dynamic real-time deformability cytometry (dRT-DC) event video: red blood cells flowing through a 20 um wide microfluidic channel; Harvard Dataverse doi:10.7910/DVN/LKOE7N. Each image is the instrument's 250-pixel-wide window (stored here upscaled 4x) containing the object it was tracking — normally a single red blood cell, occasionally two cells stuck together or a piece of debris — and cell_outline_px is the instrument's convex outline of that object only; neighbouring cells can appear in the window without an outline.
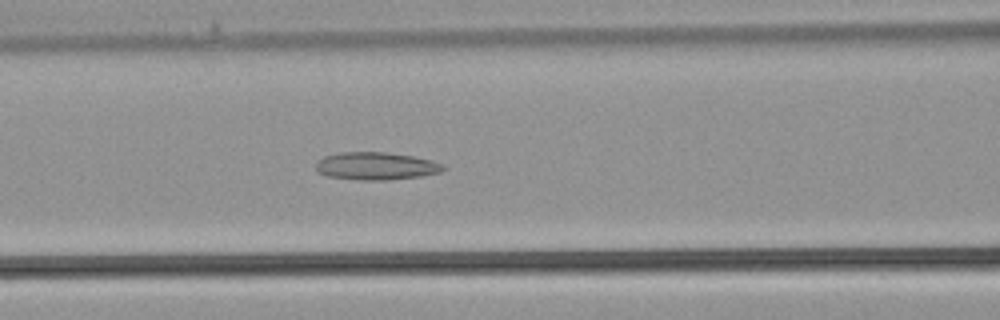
{"species": "common noctule bat (a hibernating species)", "species_latin": "Nyctalus noctula", "temperature_condition": "warm", "stored_images_in_passage": 37, "camera_frame_rate_fps": 3000, "um_per_image_px": 0.085, "animal": {"sex": "male", "body_mass_g": 21.5, "forearm_length_mm": 52.0}, "frame": {"image": 1, "passage_image": 15, "time_ms": 4.667, "image_size_px": [1000, 320], "cell_outline_px": [[448, 168], [440, 172], [420, 176], [388, 180], [360, 180], [328, 176], [316, 172], [316, 160], [324, 156], [340, 152], [388, 152], [412, 156], [432, 160], [444, 164]], "centroid_in_image_um": [31.96, 14.11], "position_along_channel_um": 134.6, "area_um2": 20.75}}
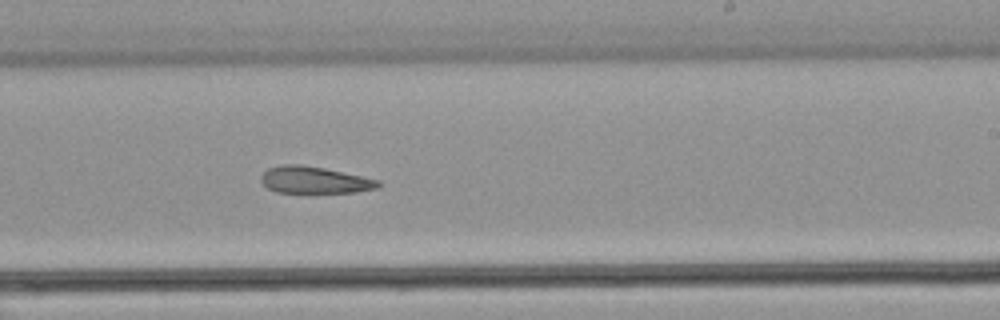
{"frame": {"image": 2, "passage_image": 22, "time_ms": 7.0, "image_size_px": [1000, 320], "cell_outline_px": [[384, 184], [376, 188], [356, 192], [308, 196], [276, 192], [268, 188], [260, 180], [260, 176], [268, 168], [284, 164], [300, 164], [324, 168], [380, 180]], "centroid_in_image_um": [26.73, 15.36], "position_along_channel_um": 262.3, "area_um2": 19.42}}
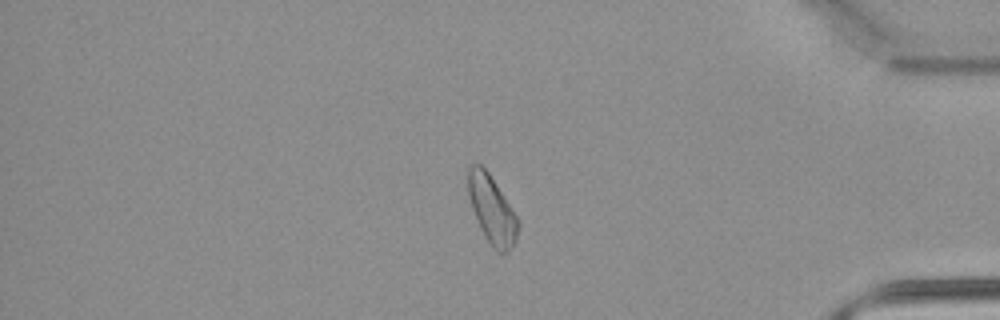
{"frame": {"image": 3, "passage_image": 31, "time_ms": 10.0, "image_size_px": [1000, 320], "cell_outline_px": [[520, 224], [516, 240], [512, 248], [508, 252], [500, 256], [492, 248], [480, 228], [472, 208], [468, 192], [468, 168], [472, 164], [480, 164], [488, 172], [520, 220]], "centroid_in_image_um": [41.84, 17.89], "position_along_channel_um": 393.4, "area_um2": 19.94}}